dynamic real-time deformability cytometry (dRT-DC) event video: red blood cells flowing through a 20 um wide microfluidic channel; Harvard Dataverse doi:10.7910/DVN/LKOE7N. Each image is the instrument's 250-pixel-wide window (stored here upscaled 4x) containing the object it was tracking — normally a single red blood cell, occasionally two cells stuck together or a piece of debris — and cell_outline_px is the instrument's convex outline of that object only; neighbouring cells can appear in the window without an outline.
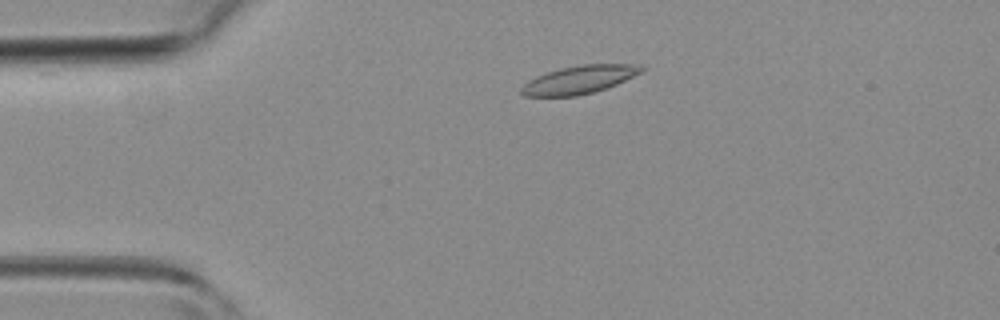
{"species": "common noctule bat (a hibernating species)", "species_latin": "Nyctalus noctula", "temperature_condition": "room temperature", "stored_images_in_passage": 3, "camera_frame_rate_fps": 3000, "um_per_image_px": 0.085, "animal": {"sex": "female", "body_mass_g": 19.3, "forearm_length_mm": 54.1}, "frame": {"image": 1, "passage_image": 1, "time_ms": 0.0, "image_size_px": [1000, 320], "cell_outline_px": [[644, 72], [616, 84], [592, 92], [576, 96], [524, 96], [520, 92], [520, 88], [528, 80], [536, 76], [560, 68], [580, 64], [644, 64]], "centroid_in_image_um": [49.26, 6.76], "position_along_channel_um": 35.7, "area_um2": 19.71}}
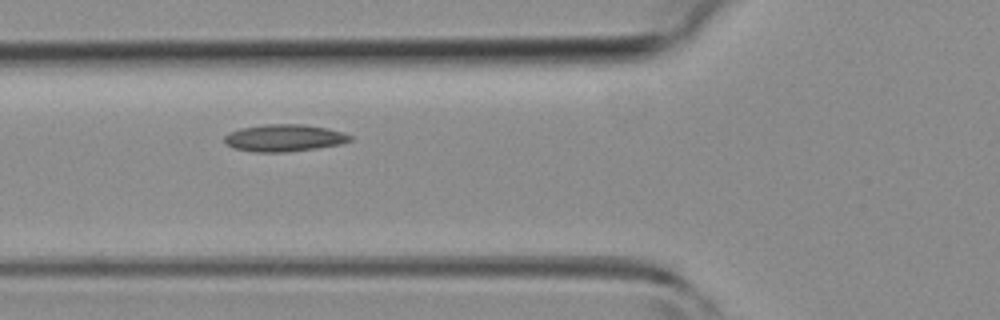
{"frame": {"image": 2, "passage_image": 3, "time_ms": 2.333, "image_size_px": [1000, 320], "cell_outline_px": [[352, 140], [340, 144], [316, 148], [288, 152], [256, 152], [232, 148], [224, 144], [224, 136], [228, 132], [240, 128], [264, 124], [304, 124], [328, 128], [344, 132], [352, 136]], "centroid_in_image_um": [24.13, 11.72], "position_along_channel_um": 101.7, "area_um2": 20.11}}